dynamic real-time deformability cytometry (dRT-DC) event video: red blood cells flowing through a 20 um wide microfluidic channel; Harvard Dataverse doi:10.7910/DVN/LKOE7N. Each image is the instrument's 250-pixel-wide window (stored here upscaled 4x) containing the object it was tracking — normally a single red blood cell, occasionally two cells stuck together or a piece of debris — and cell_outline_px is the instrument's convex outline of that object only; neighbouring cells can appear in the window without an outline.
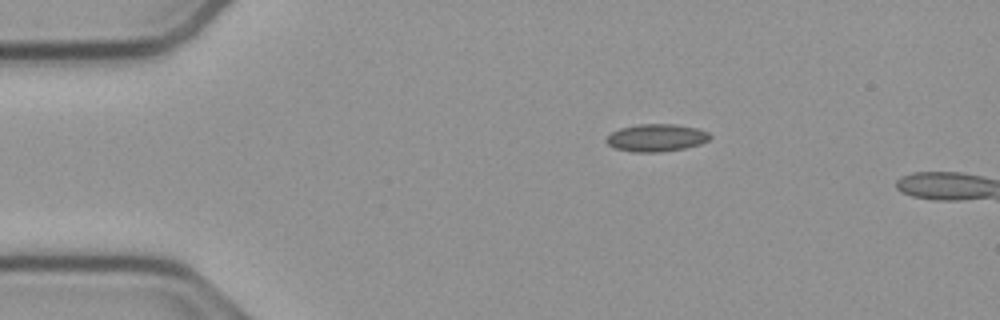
{"species": "common noctule bat (a hibernating species)", "species_latin": "Nyctalus noctula", "temperature_condition": "cold", "stored_images_in_passage": 42, "camera_frame_rate_fps": 3000, "um_per_image_px": 0.085, "animal": {"sex": "male", "body_mass_g": 23.1, "forearm_length_mm": 52.7}, "frame": {"image": 1, "passage_image": 1, "time_ms": 0.0, "image_size_px": [1000, 320], "cell_outline_px": [[712, 136], [708, 140], [700, 144], [684, 148], [660, 152], [632, 152], [616, 148], [608, 144], [604, 140], [612, 132], [620, 128], [636, 124], [676, 124], [696, 128], [708, 132]], "centroid_in_image_um": [55.78, 11.7], "position_along_channel_um": 29.2, "area_um2": 16.59}}
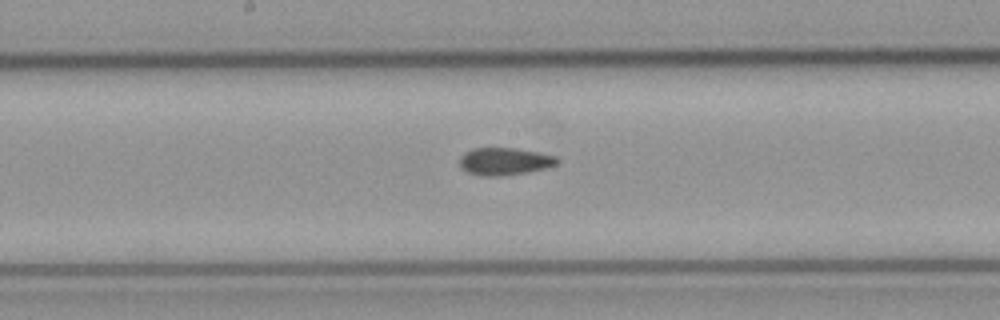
{"frame": {"image": 2, "passage_image": 19, "time_ms": 6.0, "image_size_px": [1000, 320], "cell_outline_px": [[560, 160], [556, 164], [544, 168], [528, 172], [500, 176], [484, 176], [468, 172], [460, 168], [460, 156], [464, 152], [472, 148], [516, 148], [556, 156]], "centroid_in_image_um": [42.86, 13.71], "position_along_channel_um": 205.3, "area_um2": 15.55}}
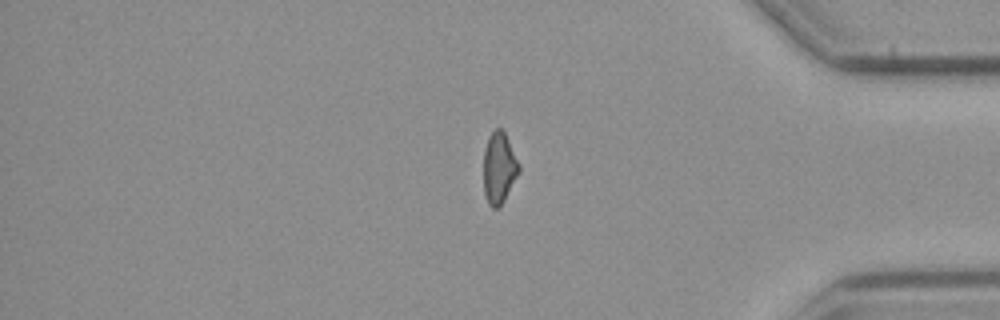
{"frame": {"image": 3, "passage_image": 36, "time_ms": 11.667, "image_size_px": [1000, 320], "cell_outline_px": [[520, 172], [504, 200], [496, 208], [492, 208], [488, 204], [484, 192], [484, 148], [488, 136], [496, 128], [500, 128], [504, 132], [520, 164]], "centroid_in_image_um": [42.42, 14.27], "position_along_channel_um": 392.8, "area_um2": 14.68}, "authors_computed_cell_mechanics": {"area_um2": 15.5771, "velocity_mm_per_s": 3.7967, "shape_relaxation_time_tau1_ms": null, "shape_relaxation_time_tau2_ms": 3.3673, "deformation_change_tau1": null, "deformation_change_tau2": 0.0923}}